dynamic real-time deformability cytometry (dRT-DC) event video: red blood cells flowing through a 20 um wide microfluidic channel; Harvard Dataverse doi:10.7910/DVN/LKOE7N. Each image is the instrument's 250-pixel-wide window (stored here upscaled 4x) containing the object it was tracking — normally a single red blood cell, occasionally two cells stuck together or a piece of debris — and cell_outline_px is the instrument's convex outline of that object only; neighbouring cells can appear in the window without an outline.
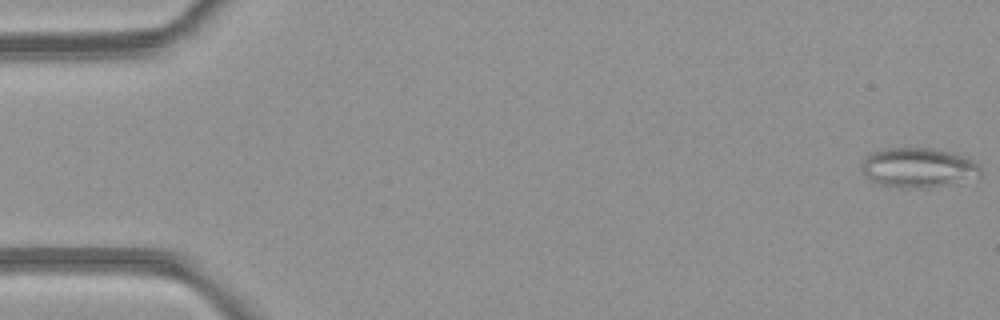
{"species": "common noctule bat (a hibernating species)", "species_latin": "Nyctalus noctula", "temperature_condition": "room temperature", "stored_images_in_passage": 49, "camera_frame_rate_fps": 3000, "um_per_image_px": 0.085, "animal": {"sex": "female", "body_mass_g": 21.9}, "frame": {"image": 1, "passage_image": 1, "time_ms": 0.0, "image_size_px": [1000, 320], "cell_outline_px": [[984, 172], [980, 176], [928, 188], [900, 188], [880, 184], [868, 180], [864, 176], [860, 168], [860, 164], [864, 156], [872, 152], [888, 148], [936, 148], [964, 156], [980, 164]], "centroid_in_image_um": [78.01, 14.25], "position_along_channel_um": 7.0, "area_um2": 27.92}}
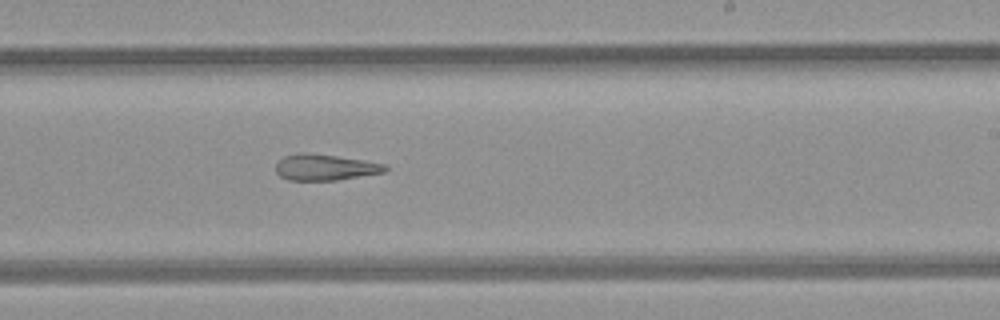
{"frame": {"image": 2, "passage_image": 30, "time_ms": 9.667, "image_size_px": [1000, 320], "cell_outline_px": [[388, 168], [384, 172], [336, 180], [288, 180], [280, 176], [276, 172], [276, 164], [284, 156], [300, 152], [304, 152], [336, 156], [364, 160], [388, 164]], "centroid_in_image_um": [27.63, 14.21], "position_along_channel_um": 261.4, "area_um2": 16.59}}
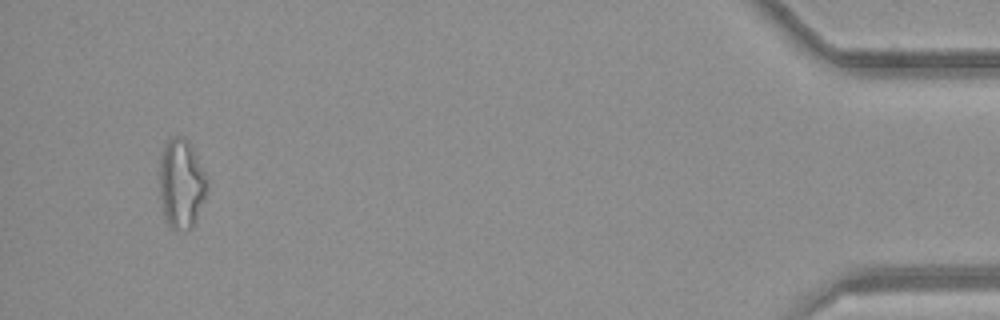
{"frame": {"image": 3, "passage_image": 47, "time_ms": 15.333, "image_size_px": [1000, 320], "cell_outline_px": [[208, 184], [204, 200], [196, 220], [192, 228], [176, 232], [168, 224], [164, 216], [160, 196], [160, 152], [164, 144], [172, 136], [180, 136], [188, 140], [208, 176]], "centroid_in_image_um": [15.42, 15.61], "position_along_channel_um": 419.8, "area_um2": 25.2}, "authors_computed_cell_mechanics": {"area_um2": 21.4438, "velocity_mm_per_s": 4.2677, "shape_relaxation_time_tau1_ms": null, "shape_relaxation_time_tau2_ms": 5.4639, "deformation_change_tau1": null, "deformation_change_tau2": 0.1964}}